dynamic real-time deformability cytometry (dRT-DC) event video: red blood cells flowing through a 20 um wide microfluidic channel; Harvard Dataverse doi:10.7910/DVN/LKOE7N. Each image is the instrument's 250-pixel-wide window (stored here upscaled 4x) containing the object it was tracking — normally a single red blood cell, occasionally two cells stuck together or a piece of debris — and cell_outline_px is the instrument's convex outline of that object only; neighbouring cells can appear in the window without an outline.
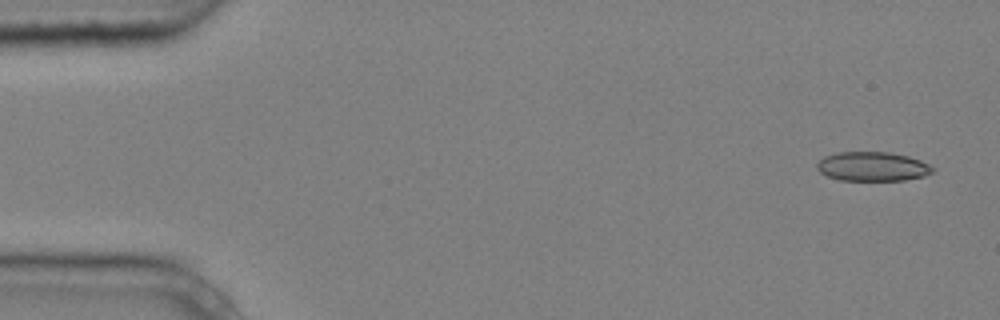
{"species": "common noctule bat (a hibernating species)", "species_latin": "Nyctalus noctula", "temperature_condition": "cold", "stored_images_in_passage": 4, "camera_frame_rate_fps": 3000, "um_per_image_px": 0.085, "animal": {"sex": "male", "body_mass_g": 20.4}, "frame": {"image": 1, "passage_image": 1, "time_ms": 0.0, "image_size_px": [1000, 320], "cell_outline_px": [[936, 168], [932, 172], [924, 176], [904, 180], [840, 180], [828, 176], [820, 172], [816, 168], [816, 164], [824, 156], [836, 152], [888, 152], [908, 156], [920, 160]], "centroid_in_image_um": [74.16, 14.15], "position_along_channel_um": 10.8, "area_um2": 19.71}}